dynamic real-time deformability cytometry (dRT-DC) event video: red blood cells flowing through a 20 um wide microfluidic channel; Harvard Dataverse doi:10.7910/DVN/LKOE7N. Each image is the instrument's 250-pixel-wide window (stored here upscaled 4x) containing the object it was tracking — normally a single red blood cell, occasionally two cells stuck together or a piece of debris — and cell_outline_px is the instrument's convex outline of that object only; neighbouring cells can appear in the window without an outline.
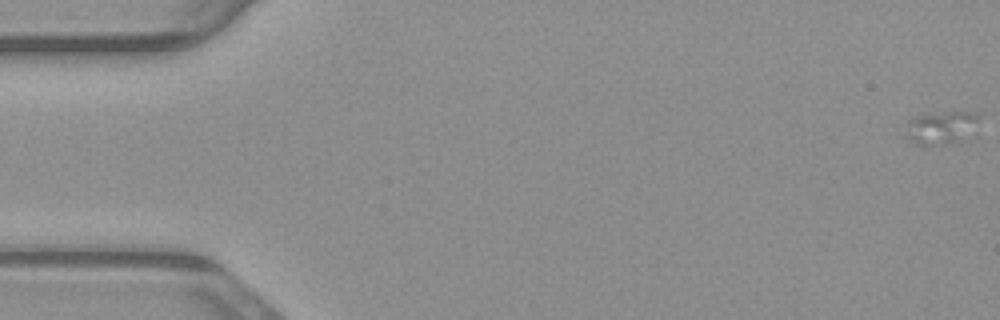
{"species": "common noctule bat (a hibernating species)", "species_latin": "Nyctalus noctula", "temperature_condition": "warm", "stored_images_in_passage": 34, "camera_frame_rate_fps": 3000, "um_per_image_px": 0.085, "animal": {"sex": "male", "body_mass_g": 23.1, "forearm_length_mm": 52.7}, "frame": {"image": 1, "passage_image": 1, "time_ms": 0.0, "image_size_px": [1000, 320], "cell_outline_px": [[976, 120], [956, 140], [944, 144], [916, 144], [908, 136], [908, 120], [920, 116], [944, 112], [976, 112]], "centroid_in_image_um": [79.88, 10.81], "position_along_channel_um": 5.1, "area_um2": 12.43}}
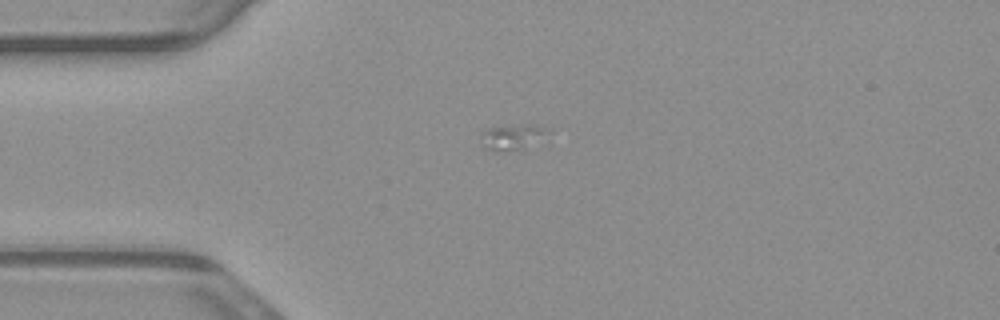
{"frame": {"image": 2, "passage_image": 15, "time_ms": 4.667, "image_size_px": [1000, 320], "cell_outline_px": [[552, 144], [500, 152], [496, 152], [484, 148], [480, 136], [480, 132], [484, 128], [524, 124], [536, 124], [552, 128]], "centroid_in_image_um": [43.83, 11.66], "position_along_channel_um": 41.2, "area_um2": 11.62}}